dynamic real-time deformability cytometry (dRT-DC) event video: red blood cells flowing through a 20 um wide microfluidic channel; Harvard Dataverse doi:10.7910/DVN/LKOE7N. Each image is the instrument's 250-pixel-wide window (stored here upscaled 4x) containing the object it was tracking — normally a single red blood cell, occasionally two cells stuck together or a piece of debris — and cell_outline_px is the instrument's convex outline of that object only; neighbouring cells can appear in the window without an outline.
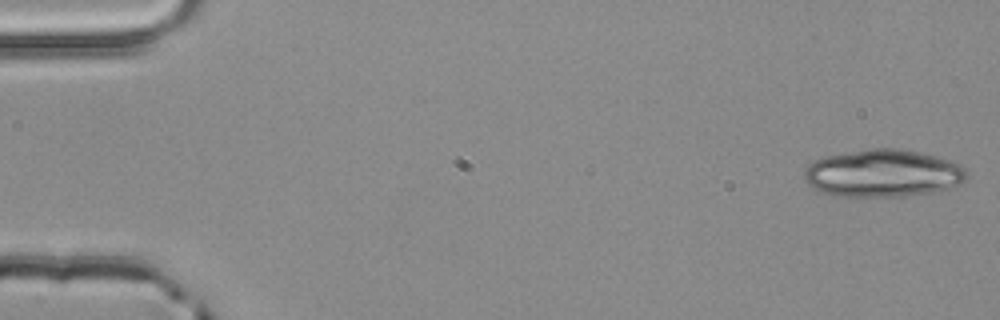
{"species": "common noctule bat (a hibernating species)", "species_latin": "Nyctalus noctula", "temperature_condition": "room temperature", "stored_images_in_passage": 3, "camera_frame_rate_fps": 3000, "um_per_image_px": 0.085, "animal": {"sex": "male", "body_mass_g": 20.4}, "frame": {"image": 1, "passage_image": 3, "time_ms": 0.667, "image_size_px": [1000, 320], "cell_outline_px": [[968, 176], [960, 184], [952, 188], [932, 192], [904, 196], [840, 196], [820, 192], [812, 188], [804, 180], [804, 168], [808, 164], [824, 156], [868, 148], [900, 148], [920, 152], [936, 156], [960, 164], [968, 172]], "centroid_in_image_um": [75.05, 14.72], "position_along_channel_um": 10.0, "area_um2": 45.37}}